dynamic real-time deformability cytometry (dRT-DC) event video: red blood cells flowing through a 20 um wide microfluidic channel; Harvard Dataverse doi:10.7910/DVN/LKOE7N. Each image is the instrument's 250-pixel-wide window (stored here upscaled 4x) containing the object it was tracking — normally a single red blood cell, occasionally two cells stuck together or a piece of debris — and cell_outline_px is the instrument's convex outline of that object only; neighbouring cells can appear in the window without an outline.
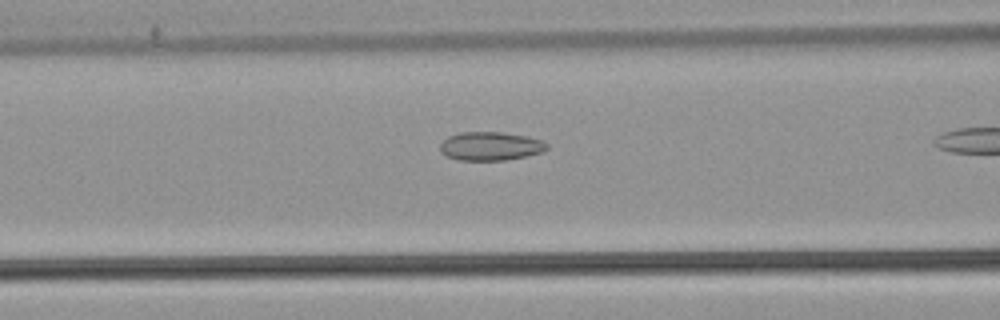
{"species": "common noctule bat (a hibernating species)", "species_latin": "Nyctalus noctula", "temperature_condition": "warm", "stored_images_in_passage": 37, "camera_frame_rate_fps": 3000, "um_per_image_px": 0.085, "animal": {"sex": "male", "body_mass_g": 21.5, "forearm_length_mm": 52.0}, "frame": {"image": 1, "passage_image": 10, "time_ms": 3.0, "image_size_px": [1000, 320], "cell_outline_px": [[548, 148], [544, 152], [504, 160], [460, 160], [448, 156], [440, 152], [440, 144], [448, 136], [460, 132], [504, 132], [528, 136], [540, 140], [548, 144]], "centroid_in_image_um": [41.7, 12.41], "position_along_channel_um": 124.9, "area_um2": 17.8}}
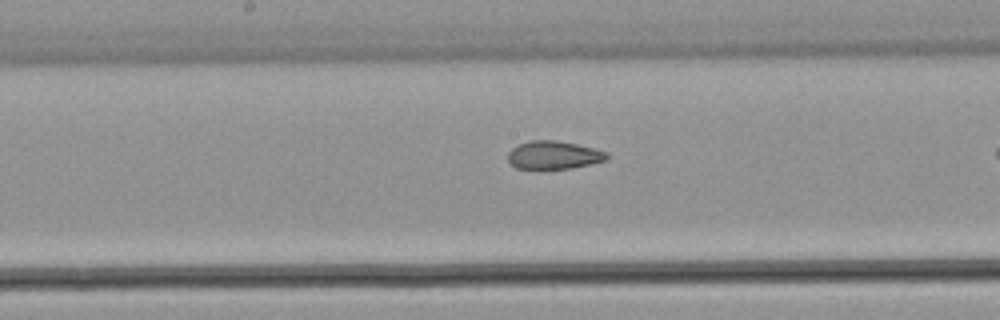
{"frame": {"image": 2, "passage_image": 16, "time_ms": 5.0, "image_size_px": [1000, 320], "cell_outline_px": [[608, 160], [572, 168], [516, 168], [508, 160], [508, 152], [512, 148], [528, 140], [556, 140], [576, 144], [608, 152]], "centroid_in_image_um": [47.08, 13.17], "position_along_channel_um": 201.1, "area_um2": 16.07}}
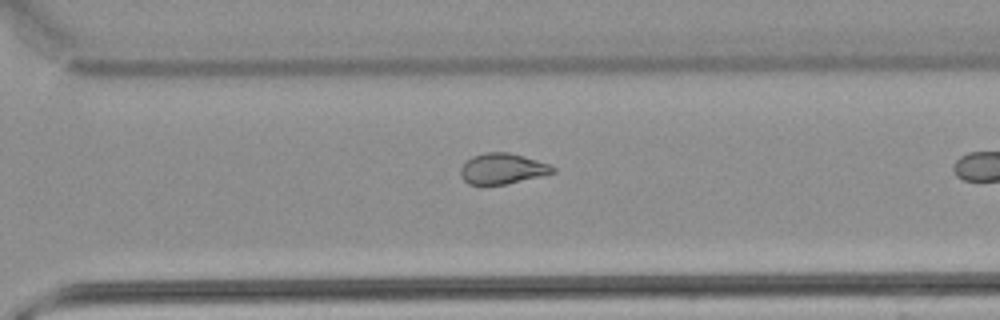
{"frame": {"image": 3, "passage_image": 26, "time_ms": 8.333, "image_size_px": [1000, 320], "cell_outline_px": [[556, 172], [540, 176], [504, 184], [468, 184], [460, 176], [460, 168], [472, 156], [484, 152], [508, 152], [524, 156], [548, 164], [556, 168]], "centroid_in_image_um": [42.69, 14.33], "position_along_channel_um": 327.9, "area_um2": 16.3}, "authors_computed_cell_mechanics": {"area_um2": 16.5308, "velocity_mm_per_s": 3.8073, "shape_relaxation_time_tau1_ms": null, "shape_relaxation_time_tau2_ms": 2.8864, "deformation_change_tau1": null, "deformation_change_tau2": 0.0891}}